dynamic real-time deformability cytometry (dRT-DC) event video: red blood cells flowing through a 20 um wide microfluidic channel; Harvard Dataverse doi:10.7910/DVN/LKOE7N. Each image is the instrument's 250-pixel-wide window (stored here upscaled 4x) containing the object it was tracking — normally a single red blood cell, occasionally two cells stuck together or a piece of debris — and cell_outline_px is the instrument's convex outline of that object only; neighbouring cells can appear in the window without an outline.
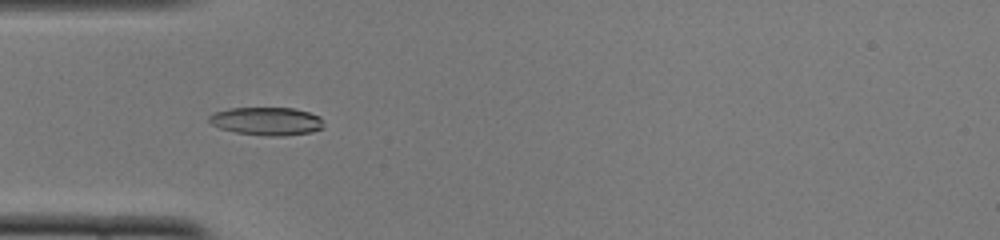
{"species": "common noctule bat (a hibernating species)", "species_latin": "Nyctalus noctula", "temperature_condition": "cold", "stored_images_in_passage": 51, "camera_frame_rate_fps": 3000, "um_per_image_px": 0.085, "animal": {"sex": "female", "body_mass_g": 22.0, "forearm_length_mm": 56.7}, "frame": {"image": 1, "passage_image": 15, "time_ms": 4.667, "image_size_px": [1000, 240], "cell_outline_px": [[324, 128], [312, 132], [284, 136], [264, 136], [236, 132], [220, 128], [212, 124], [208, 120], [208, 116], [216, 112], [228, 108], [292, 108], [308, 112], [320, 116]], "centroid_in_image_um": [22.68, 10.31], "position_along_channel_um": 62.3, "area_um2": 18.79}}
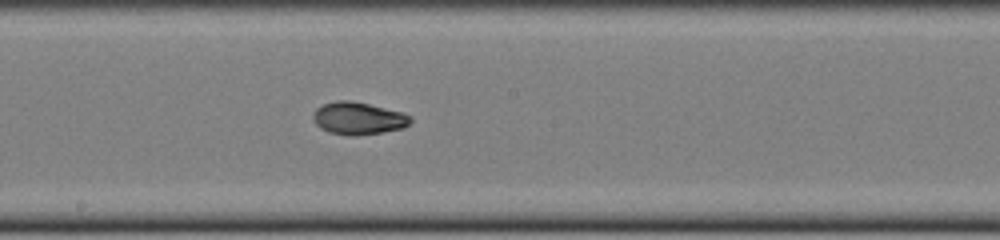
{"frame": {"image": 2, "passage_image": 27, "time_ms": 8.667, "image_size_px": [1000, 240], "cell_outline_px": [[412, 120], [404, 128], [384, 132], [356, 136], [348, 136], [328, 132], [320, 128], [312, 120], [312, 116], [316, 108], [324, 104], [336, 100], [352, 100], [404, 112], [412, 116]], "centroid_in_image_um": [30.46, 10.06], "position_along_channel_um": 217.7, "area_um2": 18.79}}
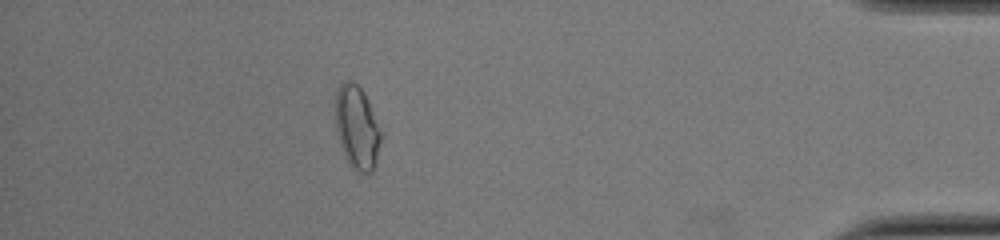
{"frame": {"image": 3, "passage_image": 45, "time_ms": 14.667, "image_size_px": [1000, 240], "cell_outline_px": [[380, 140], [372, 172], [356, 172], [348, 164], [344, 156], [336, 132], [336, 92], [340, 84], [344, 80], [352, 80], [364, 92], [368, 100], [380, 132]], "centroid_in_image_um": [30.3, 10.82], "position_along_channel_um": 404.9, "area_um2": 21.73}, "authors_computed_cell_mechanics": {"area_um2": 17.9758, "velocity_mm_per_s": 3.9078, "shape_relaxation_time_tau1_ms": null, "shape_relaxation_time_tau2_ms": 3.0759, "deformation_change_tau1": null, "deformation_change_tau2": 0.0651}}